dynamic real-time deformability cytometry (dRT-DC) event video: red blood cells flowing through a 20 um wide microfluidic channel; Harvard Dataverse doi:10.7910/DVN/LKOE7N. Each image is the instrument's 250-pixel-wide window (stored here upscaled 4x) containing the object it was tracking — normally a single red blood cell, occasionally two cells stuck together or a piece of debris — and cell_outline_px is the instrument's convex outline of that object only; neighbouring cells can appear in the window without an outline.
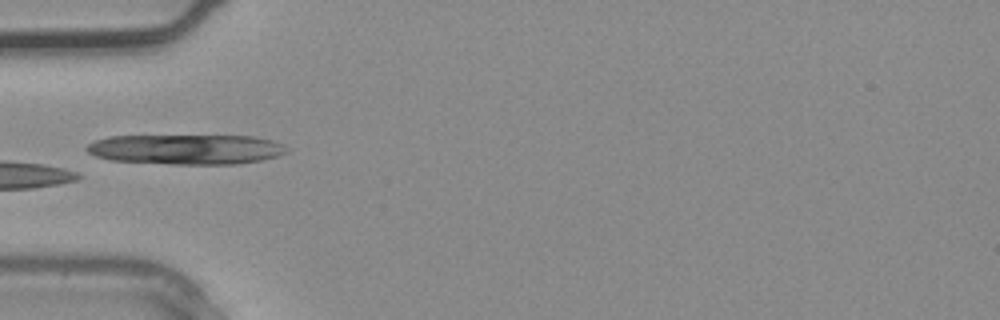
{"species": "common noctule bat (a hibernating species)", "species_latin": "Nyctalus noctula", "temperature_condition": "warm", "stored_images_in_passage": 2, "camera_frame_rate_fps": 3000, "um_per_image_px": 0.085, "animal": {"sex": "male", "body_mass_g": 20.4}, "frame": {"image": 1, "passage_image": 2, "time_ms": 0.333, "image_size_px": [1000, 320], "cell_outline_px": [[288, 152], [276, 156], [260, 160], [236, 164], [172, 164], [112, 160], [96, 156], [88, 152], [84, 148], [88, 144], [96, 140], [108, 136], [252, 136], [272, 140], [284, 144], [288, 148]], "centroid_in_image_um": [15.84, 12.69], "position_along_channel_um": 69.2, "area_um2": 34.91}}